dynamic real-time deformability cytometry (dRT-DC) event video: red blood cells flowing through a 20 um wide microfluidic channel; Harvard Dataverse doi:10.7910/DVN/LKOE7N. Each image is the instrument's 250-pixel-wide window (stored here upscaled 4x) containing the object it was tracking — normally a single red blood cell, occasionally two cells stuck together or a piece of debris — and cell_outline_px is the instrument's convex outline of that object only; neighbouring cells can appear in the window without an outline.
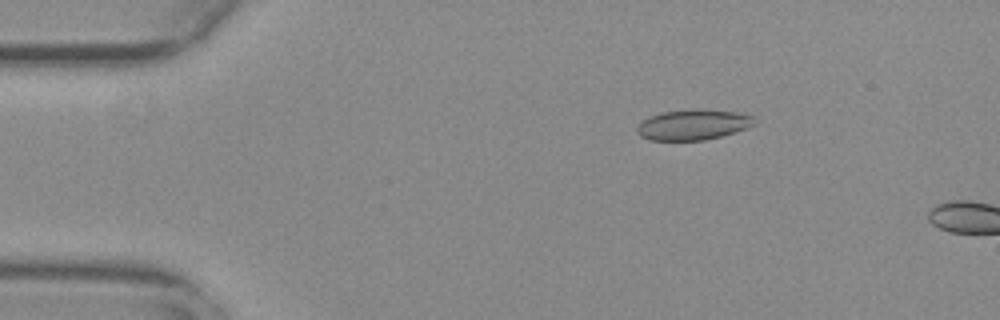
{"species": "common noctule bat (a hibernating species)", "species_latin": "Nyctalus noctula", "temperature_condition": "warm", "stored_images_in_passage": 7, "camera_frame_rate_fps": 3000, "um_per_image_px": 0.085, "animal": {"sex": "female", "body_mass_g": 29.2, "forearm_length_mm": 56.3}, "frame": {"image": 1, "passage_image": 4, "time_ms": 1.0, "image_size_px": [1000, 320], "cell_outline_px": [[756, 124], [748, 128], [736, 132], [704, 140], [648, 140], [640, 136], [636, 132], [636, 128], [648, 116], [660, 112], [696, 108], [700, 108], [736, 112], [752, 116]], "centroid_in_image_um": [58.9, 10.59], "position_along_channel_um": 26.1, "area_um2": 21.04}}